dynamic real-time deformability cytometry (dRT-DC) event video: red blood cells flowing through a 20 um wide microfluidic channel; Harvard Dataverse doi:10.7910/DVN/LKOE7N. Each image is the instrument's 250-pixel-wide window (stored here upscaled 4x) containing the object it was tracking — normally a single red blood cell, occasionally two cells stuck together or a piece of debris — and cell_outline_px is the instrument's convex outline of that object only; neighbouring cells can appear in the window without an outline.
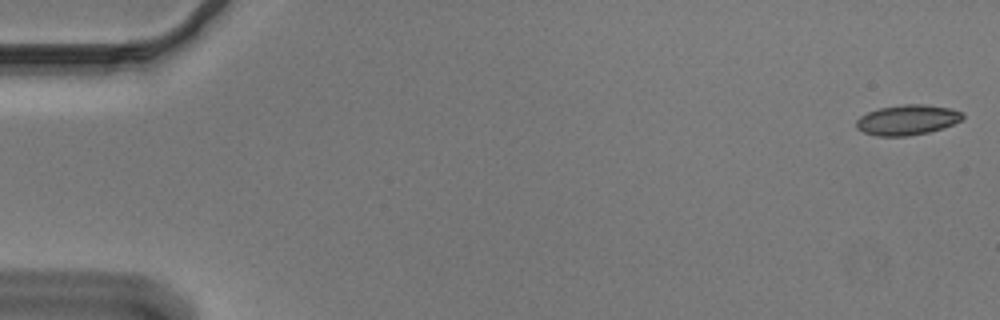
{"species": "Egyptian fruit bat (a non-hibernating species)", "species_latin": "Rousettus aegyptiacus", "temperature_condition": "cold", "stored_images_in_passage": 54, "camera_frame_rate_fps": 3000, "um_per_image_px": 0.085, "animal": {"sex": "male"}, "frame": {"image": 1, "passage_image": 1, "time_ms": 0.0, "image_size_px": [1000, 320], "cell_outline_px": [[964, 116], [960, 120], [952, 124], [928, 132], [908, 136], [876, 136], [864, 132], [856, 128], [856, 120], [860, 116], [868, 112], [880, 108], [904, 104], [924, 104], [952, 108], [964, 112]], "centroid_in_image_um": [77.12, 10.18], "position_along_channel_um": 7.9, "area_um2": 18.67}}
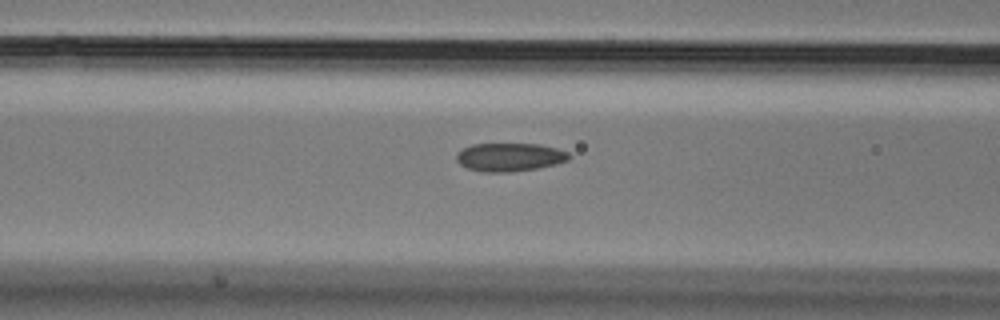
{"frame": {"image": 2, "passage_image": 22, "time_ms": 7.0, "image_size_px": [1000, 320], "cell_outline_px": [[572, 156], [568, 160], [556, 164], [536, 168], [512, 172], [484, 172], [468, 168], [460, 164], [456, 160], [456, 152], [460, 148], [472, 144], [540, 144], [556, 148], [568, 152]], "centroid_in_image_um": [43.3, 13.35], "position_along_channel_um": 123.3, "area_um2": 18.73}}
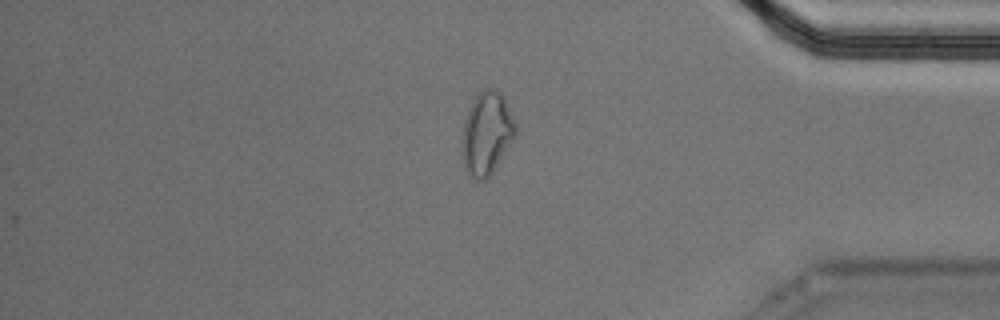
{"frame": {"image": 3, "passage_image": 46, "time_ms": 15.0, "image_size_px": [1000, 320], "cell_outline_px": [[516, 132], [492, 172], [484, 180], [476, 180], [464, 168], [460, 152], [460, 144], [464, 120], [472, 100], [484, 88], [492, 88], [500, 92], [504, 96], [516, 124]], "centroid_in_image_um": [41.32, 11.31], "position_along_channel_um": 393.9, "area_um2": 25.78}, "authors_computed_cell_mechanics": {"area_um2": 18.9295, "velocity_mm_per_s": 3.6813, "shape_relaxation_time_tau1_ms": null, "shape_relaxation_time_tau2_ms": 3.9061, "deformation_change_tau1": null, "deformation_change_tau2": 0.0929}}